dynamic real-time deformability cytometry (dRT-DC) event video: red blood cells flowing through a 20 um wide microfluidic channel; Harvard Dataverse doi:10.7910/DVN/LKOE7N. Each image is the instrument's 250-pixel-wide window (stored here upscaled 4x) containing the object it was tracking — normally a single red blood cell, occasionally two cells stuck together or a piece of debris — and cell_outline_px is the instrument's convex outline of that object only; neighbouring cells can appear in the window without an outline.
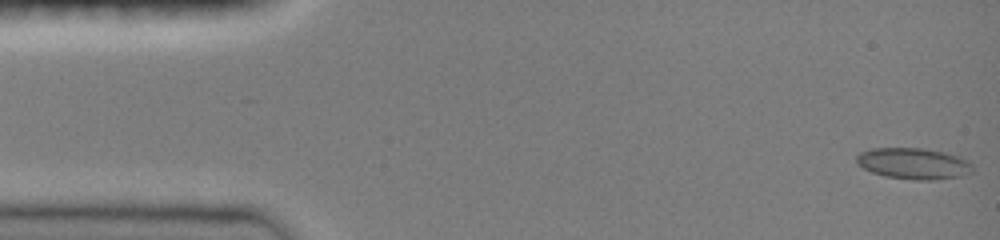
{"species": "common noctule bat (a hibernating species)", "species_latin": "Nyctalus noctula", "temperature_condition": "room temperature", "stored_images_in_passage": 47, "camera_frame_rate_fps": 3000, "um_per_image_px": 0.085, "animal": {"sex": "female", "body_mass_g": 19.0, "forearm_length_mm": 51.5}, "frame": {"image": 1, "passage_image": 1, "time_ms": 0.0, "image_size_px": [1000, 240], "cell_outline_px": [[972, 172], [956, 176], [928, 180], [920, 180], [884, 176], [872, 172], [856, 164], [856, 156], [860, 152], [872, 148], [924, 148], [944, 152], [960, 156], [968, 160], [972, 164]], "centroid_in_image_um": [77.62, 13.88], "position_along_channel_um": 7.4, "area_um2": 20.98}}
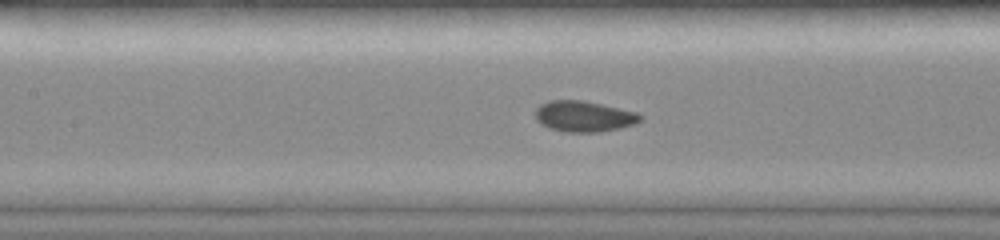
{"frame": {"image": 2, "passage_image": 21, "time_ms": 6.667, "image_size_px": [1000, 240], "cell_outline_px": [[640, 120], [636, 124], [620, 128], [600, 132], [564, 132], [548, 128], [540, 124], [536, 120], [536, 108], [540, 104], [548, 100], [584, 100], [636, 112], [640, 116]], "centroid_in_image_um": [49.59, 9.89], "position_along_channel_um": 157.8, "area_um2": 18.96}}
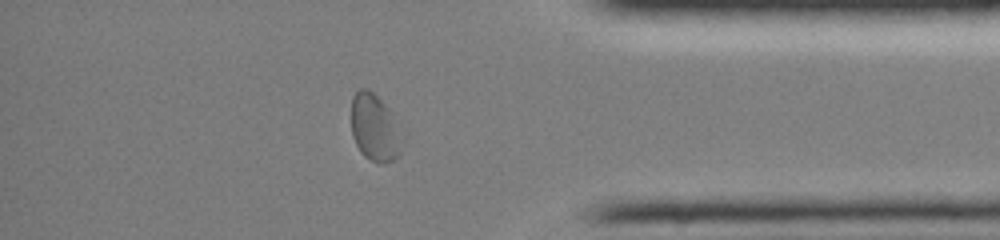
{"frame": {"image": 3, "passage_image": 40, "time_ms": 13.0, "image_size_px": [1000, 240], "cell_outline_px": [[404, 140], [400, 152], [392, 160], [384, 164], [380, 164], [368, 160], [360, 152], [352, 136], [352, 96], [360, 88], [364, 88], [372, 92], [384, 104], [404, 128]], "centroid_in_image_um": [31.91, 10.9], "position_along_channel_um": 403.3, "area_um2": 20.4}, "authors_computed_cell_mechanics": {"area_um2": 18.8428, "velocity_mm_per_s": 4.0464, "shape_relaxation_time_tau1_ms": 4.455, "shape_relaxation_time_tau2_ms": null, "deformation_change_tau1": 0.0972, "deformation_change_tau2": null}}